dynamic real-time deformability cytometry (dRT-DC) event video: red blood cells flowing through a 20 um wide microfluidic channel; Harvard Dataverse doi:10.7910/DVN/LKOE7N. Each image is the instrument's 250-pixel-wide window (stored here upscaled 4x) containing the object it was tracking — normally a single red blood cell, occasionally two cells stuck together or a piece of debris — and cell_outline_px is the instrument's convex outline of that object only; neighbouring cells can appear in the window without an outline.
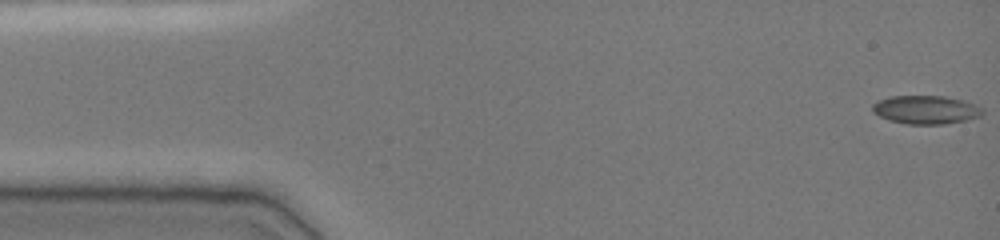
{"species": "common noctule bat (a hibernating species)", "species_latin": "Nyctalus noctula", "temperature_condition": "cold", "stored_images_in_passage": 49, "camera_frame_rate_fps": 3000, "um_per_image_px": 0.085, "animal": {"sex": "female", "body_mass_g": 19.0, "forearm_length_mm": 51.5}, "frame": {"image": 1, "passage_image": 1, "time_ms": 0.0, "image_size_px": [1000, 240], "cell_outline_px": [[984, 112], [980, 116], [968, 120], [944, 124], [908, 124], [888, 120], [872, 112], [872, 104], [876, 100], [892, 96], [944, 96], [960, 100], [984, 108]], "centroid_in_image_um": [78.67, 9.33], "position_along_channel_um": 6.3, "area_um2": 18.26}}
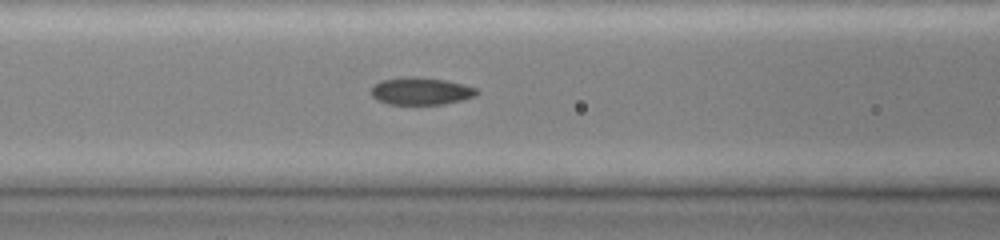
{"frame": {"image": 2, "passage_image": 20, "time_ms": 6.333, "image_size_px": [1000, 240], "cell_outline_px": [[480, 92], [476, 96], [444, 104], [388, 104], [376, 100], [372, 96], [372, 88], [380, 80], [404, 76], [416, 76], [444, 80], [464, 84], [476, 88]], "centroid_in_image_um": [35.78, 7.73], "position_along_channel_um": 130.8, "area_um2": 16.94}}
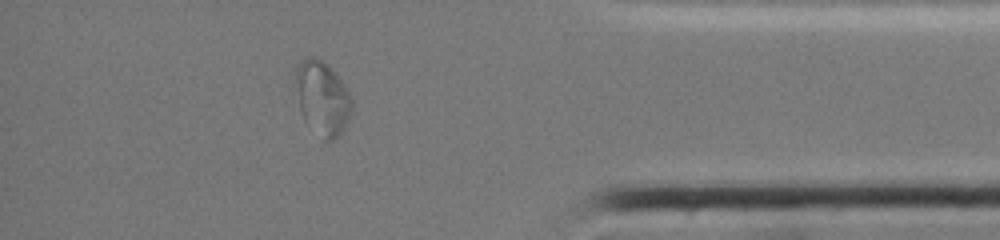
{"frame": {"image": 3, "passage_image": 43, "time_ms": 14.0, "image_size_px": [1000, 240], "cell_outline_px": [[352, 108], [344, 128], [332, 140], [324, 140], [304, 120], [300, 112], [292, 88], [296, 68], [300, 60], [308, 56], [316, 56], [328, 64], [340, 80], [348, 92], [352, 100]], "centroid_in_image_um": [27.32, 8.28], "position_along_channel_um": 407.9, "area_um2": 24.57}, "authors_computed_cell_mechanics": {"area_um2": 17.629, "velocity_mm_per_s": 3.8498, "shape_relaxation_time_tau1_ms": null, "shape_relaxation_time_tau2_ms": 2.1825, "deformation_change_tau1": null, "deformation_change_tau2": 0.0454}}